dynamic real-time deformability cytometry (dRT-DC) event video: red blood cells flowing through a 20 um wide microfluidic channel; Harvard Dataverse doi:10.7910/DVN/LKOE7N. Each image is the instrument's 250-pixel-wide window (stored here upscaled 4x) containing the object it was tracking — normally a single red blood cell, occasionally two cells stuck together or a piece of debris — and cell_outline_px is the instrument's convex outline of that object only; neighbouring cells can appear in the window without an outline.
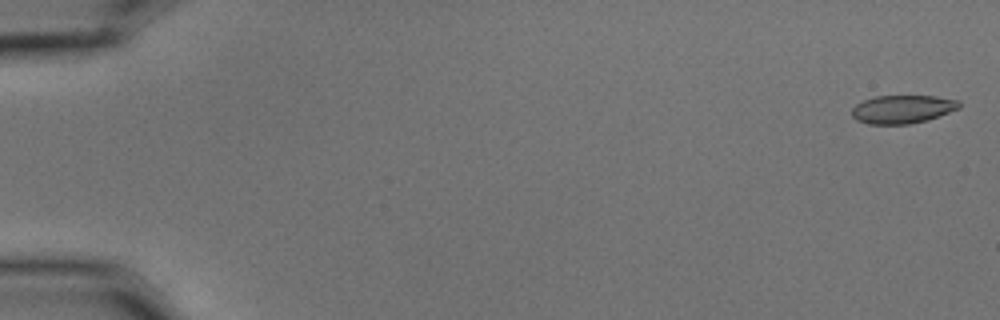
{"species": "common noctule bat (a hibernating species)", "species_latin": "Nyctalus noctula", "temperature_condition": "cold", "stored_images_in_passage": 6, "camera_frame_rate_fps": 3000, "um_per_image_px": 0.085, "animal": {"sex": "male", "body_mass_g": 15.6}, "frame": {"image": 1, "passage_image": 1, "time_ms": 0.0, "image_size_px": [1000, 320], "cell_outline_px": [[960, 108], [928, 120], [908, 124], [868, 124], [856, 120], [852, 116], [852, 108], [856, 104], [864, 100], [876, 96], [936, 96], [960, 100]], "centroid_in_image_um": [76.72, 9.28], "position_along_channel_um": 8.3, "area_um2": 17.74}}
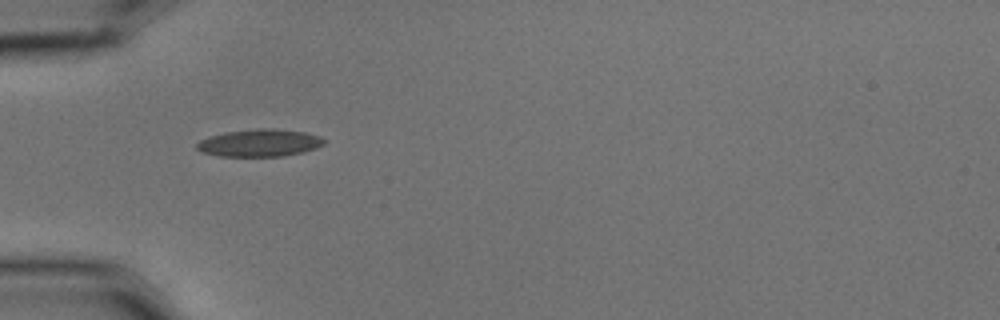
{"frame": {"image": 2, "passage_image": 5, "time_ms": 1.333, "image_size_px": [1000, 320], "cell_outline_px": [[324, 144], [316, 148], [304, 152], [280, 156], [220, 156], [204, 152], [196, 148], [196, 144], [200, 140], [224, 132], [256, 128], [272, 128], [304, 132], [320, 136], [324, 140]], "centroid_in_image_um": [22.08, 12.14], "position_along_channel_um": 62.9, "area_um2": 20.17}}
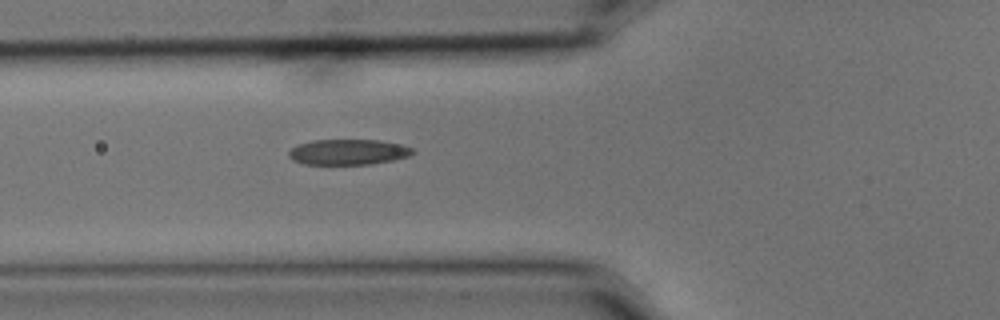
{"frame": {"image": 3, "passage_image": 6, "time_ms": 1.667, "image_size_px": [1000, 320], "cell_outline_px": [[416, 152], [408, 156], [392, 160], [372, 164], [304, 164], [292, 160], [288, 156], [288, 152], [296, 144], [312, 140], [380, 140], [400, 144], [412, 148]], "centroid_in_image_um": [29.57, 12.92], "position_along_channel_um": 96.2, "area_um2": 18.5}}